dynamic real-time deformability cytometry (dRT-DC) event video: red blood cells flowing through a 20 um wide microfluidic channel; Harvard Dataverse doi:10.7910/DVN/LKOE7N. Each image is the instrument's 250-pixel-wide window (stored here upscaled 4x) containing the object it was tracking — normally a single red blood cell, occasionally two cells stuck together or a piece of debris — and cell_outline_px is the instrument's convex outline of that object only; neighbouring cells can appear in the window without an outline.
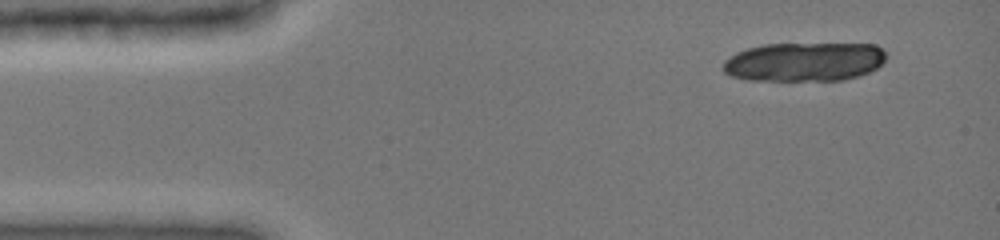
{"species": "common noctule bat (a hibernating species)", "species_latin": "Nyctalus noctula", "temperature_condition": "cold", "stored_images_in_passage": 4, "camera_frame_rate_fps": 3000, "um_per_image_px": 0.085, "animal": {"sex": "female", "body_mass_g": 19.0, "forearm_length_mm": 51.5}, "frame": {"image": 1, "passage_image": 2, "time_ms": 0.667, "image_size_px": [1000, 240], "cell_outline_px": [[884, 60], [876, 68], [860, 76], [844, 80], [748, 80], [732, 76], [724, 72], [720, 68], [724, 60], [736, 52], [748, 48], [764, 44], [876, 44], [884, 52]], "centroid_in_image_um": [68.32, 5.26], "position_along_channel_um": 16.7, "area_um2": 37.11}}